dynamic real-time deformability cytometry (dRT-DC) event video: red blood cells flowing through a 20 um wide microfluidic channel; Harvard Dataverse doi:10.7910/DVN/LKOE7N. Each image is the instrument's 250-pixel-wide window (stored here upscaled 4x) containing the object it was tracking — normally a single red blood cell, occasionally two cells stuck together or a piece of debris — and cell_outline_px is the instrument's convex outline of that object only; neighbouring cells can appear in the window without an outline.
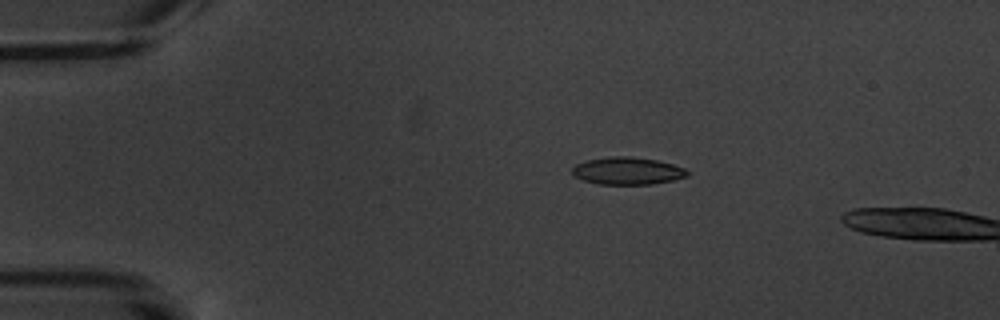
{"species": "common noctule bat (a hibernating species)", "species_latin": "Nyctalus noctula", "temperature_condition": "warm", "stored_images_in_passage": 4, "camera_frame_rate_fps": 3000, "um_per_image_px": 0.085, "animal": {"sex": "male", "body_mass_g": 20.1, "forearm_length_mm": 53.5}, "frame": {"image": 1, "passage_image": 3, "time_ms": 2.333, "image_size_px": [1000, 320], "cell_outline_px": [[688, 176], [672, 180], [652, 184], [600, 184], [584, 180], [576, 176], [572, 172], [572, 168], [576, 164], [588, 160], [608, 156], [632, 156], [656, 160], [672, 164], [684, 168], [688, 172]], "centroid_in_image_um": [53.34, 14.51], "position_along_channel_um": 31.7, "area_um2": 18.21}}